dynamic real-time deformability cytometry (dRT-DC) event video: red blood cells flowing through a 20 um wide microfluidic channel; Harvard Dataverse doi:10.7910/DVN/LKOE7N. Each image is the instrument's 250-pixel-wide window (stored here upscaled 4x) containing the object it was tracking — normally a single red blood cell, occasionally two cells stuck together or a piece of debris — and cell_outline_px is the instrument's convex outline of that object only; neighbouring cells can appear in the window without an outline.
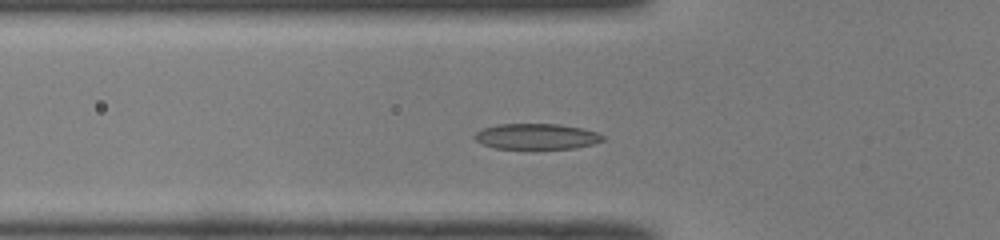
{"species": "common noctule bat (a hibernating species)", "species_latin": "Nyctalus noctula", "temperature_condition": "room temperature", "stored_images_in_passage": 36, "camera_frame_rate_fps": 3000, "um_per_image_px": 0.085, "animal": {"sex": "male", "body_mass_g": 19.0, "forearm_length_mm": 50.8}, "frame": {"image": 1, "passage_image": 3, "time_ms": 0.667, "image_size_px": [1000, 240], "cell_outline_px": [[604, 140], [592, 144], [572, 148], [532, 152], [496, 148], [484, 144], [476, 140], [472, 136], [480, 128], [496, 124], [560, 124], [580, 128], [596, 132], [604, 136]], "centroid_in_image_um": [45.55, 11.64], "position_along_channel_um": 80.3, "area_um2": 20.11}}
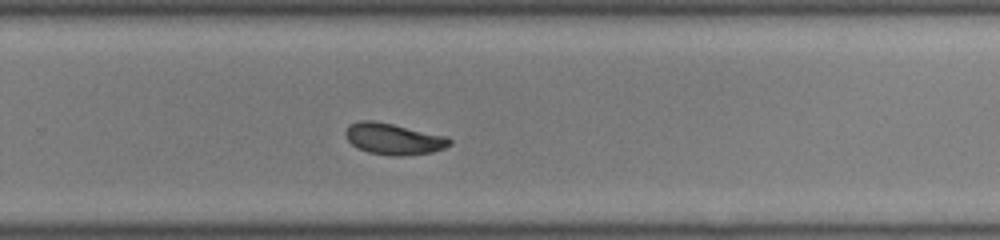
{"frame": {"image": 2, "passage_image": 19, "time_ms": 6.0, "image_size_px": [1000, 240], "cell_outline_px": [[452, 144], [444, 148], [432, 152], [400, 156], [392, 156], [368, 152], [356, 148], [348, 140], [344, 132], [348, 124], [360, 120], [372, 120], [392, 124], [448, 136], [452, 140]], "centroid_in_image_um": [33.44, 11.8], "position_along_channel_um": 296.4, "area_um2": 19.13}}
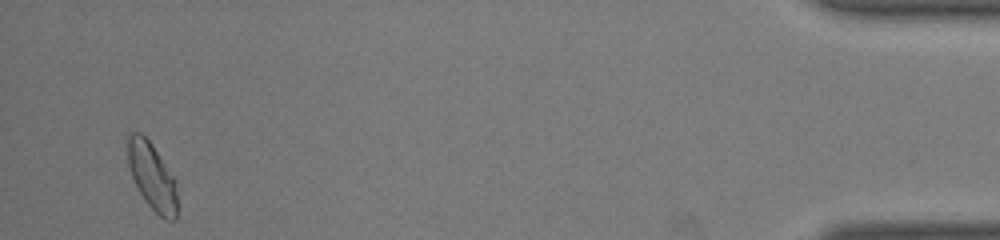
{"frame": {"image": 3, "passage_image": 34, "time_ms": 11.0, "image_size_px": [1000, 240], "cell_outline_px": [[176, 220], [164, 220], [148, 204], [140, 192], [132, 176], [128, 164], [128, 132], [140, 132], [152, 144], [176, 180]], "centroid_in_image_um": [12.93, 14.98], "position_along_channel_um": 422.3, "area_um2": 19.07}, "authors_computed_cell_mechanics": {"area_um2": 18.9295, "velocity_mm_per_s": 4.057, "shape_relaxation_time_tau1_ms": 10.4921, "shape_relaxation_time_tau2_ms": 3.7026, "deformation_change_tau1": 0.2026, "deformation_change_tau2": 0.0773}}